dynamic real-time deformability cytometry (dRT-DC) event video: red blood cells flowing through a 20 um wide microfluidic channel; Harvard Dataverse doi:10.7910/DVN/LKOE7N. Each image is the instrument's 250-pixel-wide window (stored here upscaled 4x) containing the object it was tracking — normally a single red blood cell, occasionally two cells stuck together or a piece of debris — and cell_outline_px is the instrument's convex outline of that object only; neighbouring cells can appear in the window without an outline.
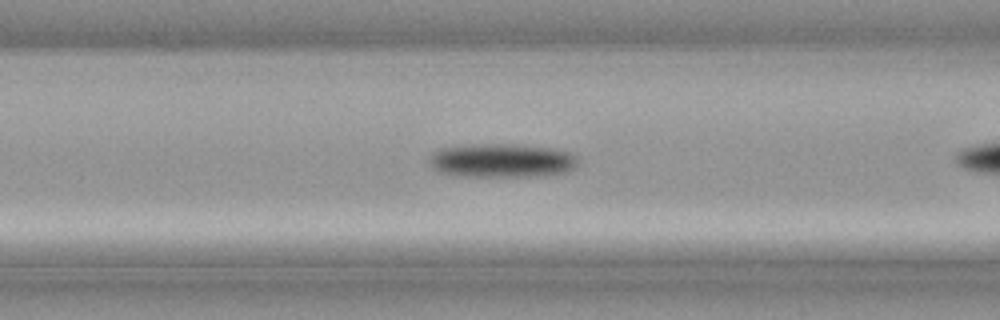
{"species": "common noctule bat (a hibernating species)", "species_latin": "Nyctalus noctula", "temperature_condition": "cold", "stored_images_in_passage": 26, "camera_frame_rate_fps": 3000, "um_per_image_px": 0.085, "animal": {"sex": "male", "body_mass_g": 21.5, "forearm_length_mm": 52.0}, "frame": {"image": 1, "passage_image": 13, "time_ms": 4.0, "image_size_px": [1000, 320], "cell_outline_px": [[576, 164], [572, 168], [564, 172], [528, 176], [456, 176], [440, 172], [432, 168], [428, 164], [428, 160], [432, 152], [440, 148], [472, 144], [524, 144], [548, 148], [568, 152], [576, 156]], "centroid_in_image_um": [42.54, 13.63], "position_along_channel_um": 124.1, "area_um2": 29.25}}
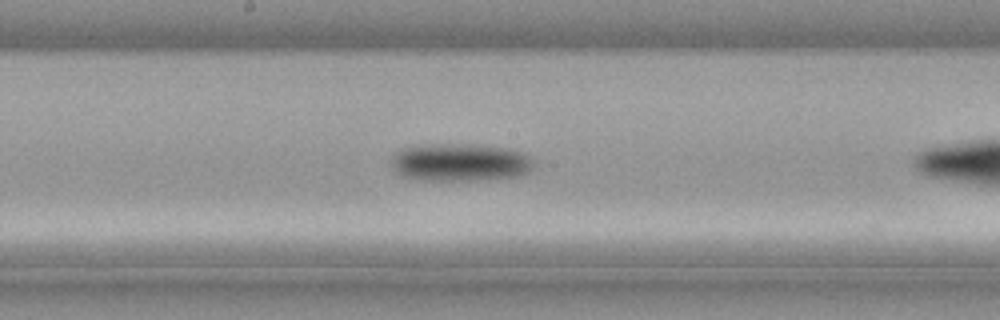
{"frame": {"image": 2, "passage_image": 19, "time_ms": 6.0, "image_size_px": [1000, 320], "cell_outline_px": [[536, 164], [528, 172], [520, 176], [488, 180], [420, 180], [400, 176], [392, 168], [388, 160], [400, 148], [424, 144], [472, 144], [508, 148], [520, 152], [528, 156]], "centroid_in_image_um": [39.06, 13.8], "position_along_channel_um": 209.1, "area_um2": 32.02}}
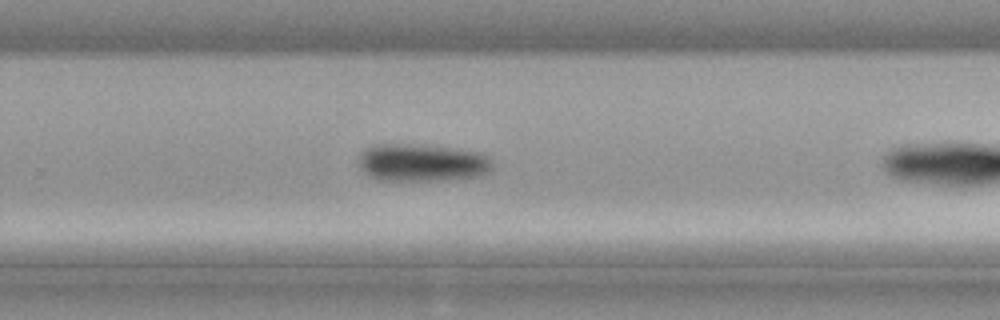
{"frame": {"image": 3, "passage_image": 25, "time_ms": 8.0, "image_size_px": [1000, 320], "cell_outline_px": [[492, 172], [480, 176], [440, 180], [376, 180], [368, 176], [360, 168], [360, 156], [364, 148], [376, 144], [412, 144], [456, 148], [480, 152], [492, 160]], "centroid_in_image_um": [35.89, 13.82], "position_along_channel_um": 293.9, "area_um2": 29.54}}